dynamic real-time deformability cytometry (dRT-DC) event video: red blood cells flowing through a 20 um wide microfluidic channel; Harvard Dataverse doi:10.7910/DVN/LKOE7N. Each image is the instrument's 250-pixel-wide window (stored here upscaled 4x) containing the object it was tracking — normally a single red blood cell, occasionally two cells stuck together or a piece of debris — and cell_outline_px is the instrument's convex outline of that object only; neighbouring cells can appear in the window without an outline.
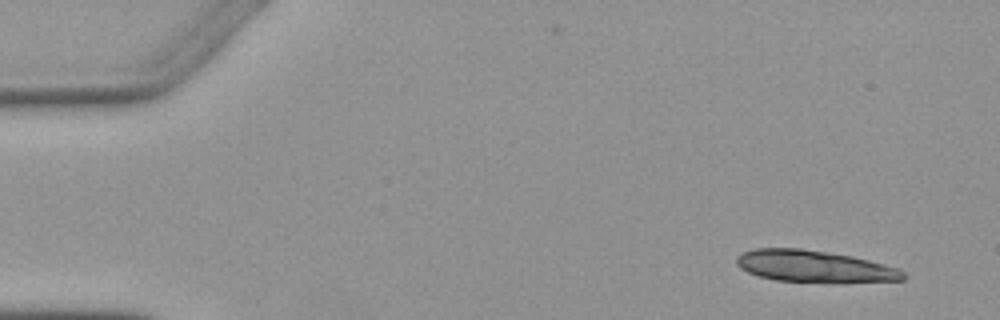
{"species": "Egyptian fruit bat (a non-hibernating species)", "species_latin": "Rousettus aegyptiacus", "temperature_condition": "warm", "stored_images_in_passage": 4, "camera_frame_rate_fps": 3000, "um_per_image_px": 0.085, "animal": {"sex": "female"}, "frame": {"image": 1, "passage_image": 1, "time_ms": 0.0, "image_size_px": [1000, 320], "cell_outline_px": [[904, 280], [776, 280], [760, 276], [748, 272], [740, 268], [736, 264], [736, 256], [740, 252], [752, 248], [800, 248], [828, 252], [852, 256], [900, 268], [904, 272]], "centroid_in_image_um": [69.1, 22.58], "position_along_channel_um": 15.9, "area_um2": 29.82}}